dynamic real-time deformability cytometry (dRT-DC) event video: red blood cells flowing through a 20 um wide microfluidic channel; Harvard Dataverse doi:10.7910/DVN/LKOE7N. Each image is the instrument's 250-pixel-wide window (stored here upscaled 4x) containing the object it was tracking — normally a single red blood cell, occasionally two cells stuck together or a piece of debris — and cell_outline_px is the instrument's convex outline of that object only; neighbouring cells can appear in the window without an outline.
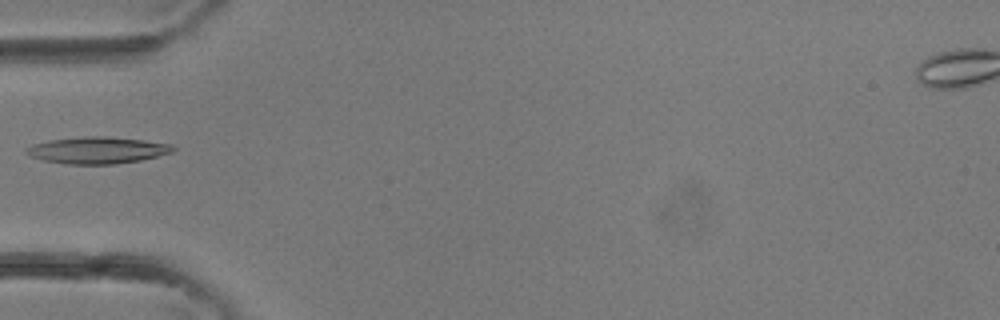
{"species": "common noctule bat (a hibernating species)", "species_latin": "Nyctalus noctula", "temperature_condition": "room temperature", "stored_images_in_passage": 4, "camera_frame_rate_fps": 3000, "um_per_image_px": 0.085, "animal": {"sex": "female"}, "frame": {"image": 1, "passage_image": 4, "time_ms": 1.0, "image_size_px": [1000, 320], "cell_outline_px": [[176, 148], [172, 152], [140, 160], [116, 164], [68, 164], [44, 160], [28, 156], [24, 152], [24, 148], [32, 144], [48, 140], [84, 136], [104, 136], [144, 140], [172, 144]], "centroid_in_image_um": [8.23, 12.76], "position_along_channel_um": 76.8, "area_um2": 22.95}}